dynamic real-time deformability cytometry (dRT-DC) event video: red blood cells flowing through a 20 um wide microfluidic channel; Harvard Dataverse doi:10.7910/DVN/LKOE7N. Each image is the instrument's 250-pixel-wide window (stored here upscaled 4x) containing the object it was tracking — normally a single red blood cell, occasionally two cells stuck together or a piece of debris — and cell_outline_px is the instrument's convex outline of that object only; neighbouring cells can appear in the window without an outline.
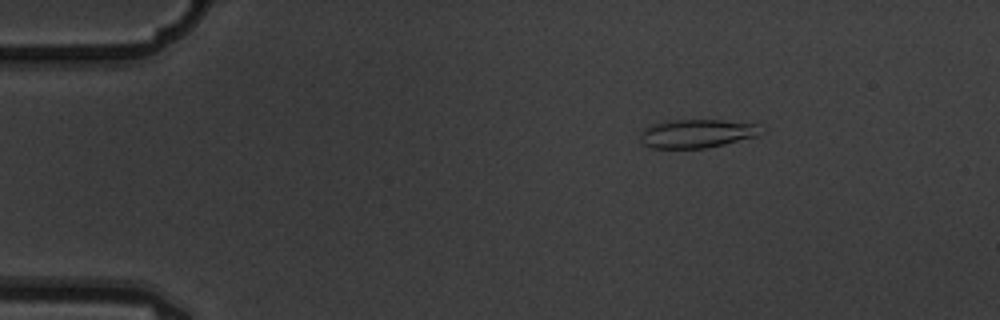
{"species": "common noctule bat (a hibernating species)", "species_latin": "Nyctalus noctula", "temperature_condition": "warm", "stored_images_in_passage": 6, "camera_frame_rate_fps": 3000, "um_per_image_px": 0.085, "animal": {"sex": "male", "body_mass_g": 19.5, "forearm_length_mm": 54.6}, "frame": {"image": 1, "passage_image": 3, "time_ms": 0.667, "image_size_px": [1000, 320], "cell_outline_px": [[764, 132], [756, 136], [724, 144], [704, 148], [652, 148], [644, 144], [640, 140], [640, 132], [644, 128], [652, 124], [672, 120], [724, 120], [756, 124]], "centroid_in_image_um": [59.21, 11.35], "position_along_channel_um": 25.8, "area_um2": 20.0}}